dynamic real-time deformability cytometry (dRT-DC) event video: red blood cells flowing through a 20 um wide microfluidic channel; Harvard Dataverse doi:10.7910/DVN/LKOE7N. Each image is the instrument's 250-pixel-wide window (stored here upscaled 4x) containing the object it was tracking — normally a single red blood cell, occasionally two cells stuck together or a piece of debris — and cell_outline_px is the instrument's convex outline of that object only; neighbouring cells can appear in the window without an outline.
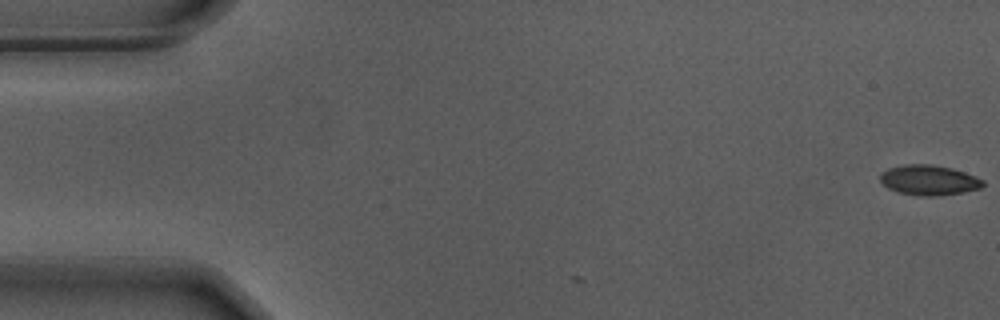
{"species": "Egyptian fruit bat (a non-hibernating species)", "species_latin": "Rousettus aegyptiacus", "temperature_condition": "warm", "stored_images_in_passage": 7, "camera_frame_rate_fps": 3000, "um_per_image_px": 0.085, "animal": {"sex": "male"}, "frame": {"image": 1, "passage_image": 1, "time_ms": 0.0, "image_size_px": [1000, 320], "cell_outline_px": [[984, 184], [980, 188], [964, 192], [936, 196], [920, 196], [900, 192], [888, 188], [880, 180], [880, 172], [888, 168], [904, 164], [932, 164], [952, 168], [976, 176], [984, 180]], "centroid_in_image_um": [78.96, 15.3], "position_along_channel_um": 6.0, "area_um2": 18.09}}